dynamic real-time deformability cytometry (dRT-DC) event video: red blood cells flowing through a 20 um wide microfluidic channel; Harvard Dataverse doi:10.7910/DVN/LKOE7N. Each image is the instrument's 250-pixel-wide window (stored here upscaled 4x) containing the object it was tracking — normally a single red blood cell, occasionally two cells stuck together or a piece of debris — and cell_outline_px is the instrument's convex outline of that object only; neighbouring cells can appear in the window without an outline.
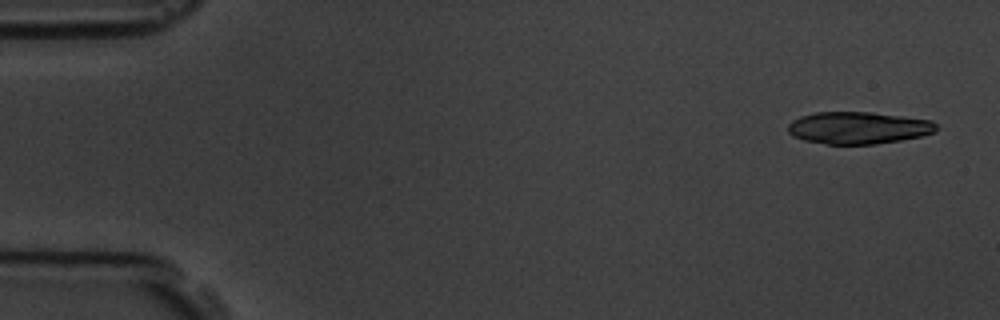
{"species": "common noctule bat (a hibernating species)", "species_latin": "Nyctalus noctula", "temperature_condition": "room temperature", "stored_images_in_passage": 7, "camera_frame_rate_fps": 3000, "um_per_image_px": 0.085, "animal": {"sex": "male", "body_mass_g": 19.5, "forearm_length_mm": 54.6}, "frame": {"image": 1, "passage_image": 1, "time_ms": 0.0, "image_size_px": [1000, 320], "cell_outline_px": [[936, 132], [920, 136], [900, 140], [876, 144], [828, 144], [804, 140], [792, 136], [788, 132], [788, 124], [792, 120], [800, 116], [816, 112], [872, 112], [932, 120], [936, 124]], "centroid_in_image_um": [72.94, 10.86], "position_along_channel_um": 12.1, "area_um2": 27.8}}